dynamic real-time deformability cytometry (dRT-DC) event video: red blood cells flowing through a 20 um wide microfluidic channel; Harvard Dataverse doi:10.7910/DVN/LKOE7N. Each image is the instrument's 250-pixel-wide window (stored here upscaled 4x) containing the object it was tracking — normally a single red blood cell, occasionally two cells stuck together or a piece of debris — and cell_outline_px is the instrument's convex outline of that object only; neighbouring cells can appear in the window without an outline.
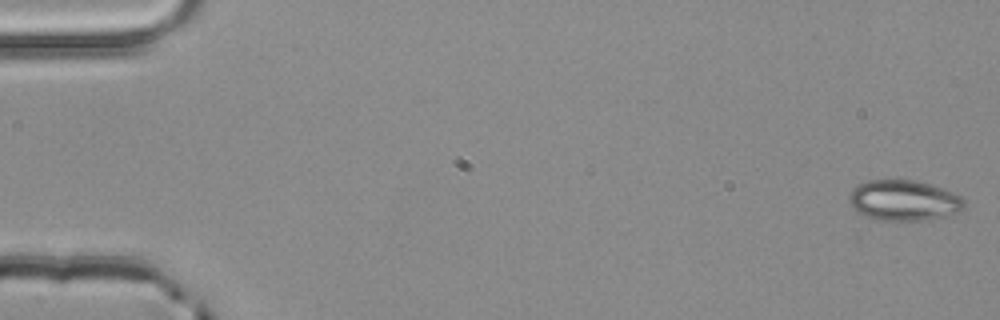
{"species": "common noctule bat (a hibernating species)", "species_latin": "Nyctalus noctula", "temperature_condition": "room temperature", "stored_images_in_passage": 4, "camera_frame_rate_fps": 3000, "um_per_image_px": 0.085, "animal": {"sex": "male", "body_mass_g": 20.4}, "frame": {"image": 1, "passage_image": 1, "time_ms": 0.0, "image_size_px": [1000, 320], "cell_outline_px": [[964, 208], [960, 212], [944, 216], [924, 220], [880, 220], [864, 216], [856, 212], [852, 208], [848, 200], [848, 196], [852, 188], [868, 180], [916, 180], [932, 184], [944, 188], [960, 196], [964, 200]], "centroid_in_image_um": [76.81, 17.03], "position_along_channel_um": 8.2, "area_um2": 27.46}}